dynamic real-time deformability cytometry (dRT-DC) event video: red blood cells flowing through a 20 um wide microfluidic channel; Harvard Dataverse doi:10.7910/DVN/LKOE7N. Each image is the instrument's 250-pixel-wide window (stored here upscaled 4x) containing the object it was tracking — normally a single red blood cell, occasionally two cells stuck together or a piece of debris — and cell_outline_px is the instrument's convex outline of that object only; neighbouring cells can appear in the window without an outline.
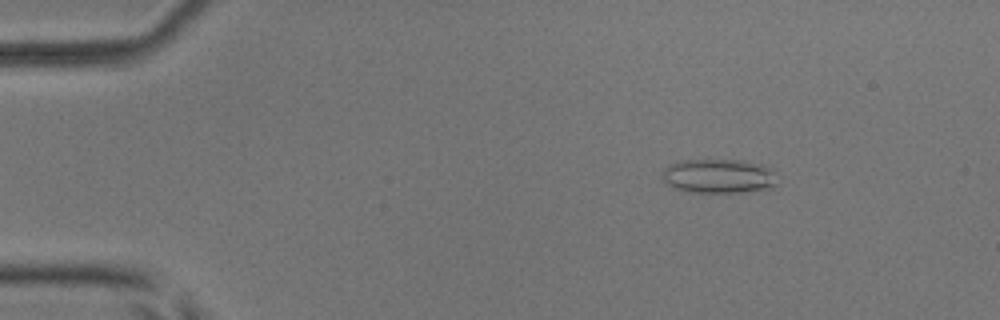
{"species": "common noctule bat (a hibernating species)", "species_latin": "Nyctalus noctula", "temperature_condition": "room temperature", "stored_images_in_passage": 54, "camera_frame_rate_fps": 3000, "um_per_image_px": 0.085, "animal": {"sex": "male", "body_mass_g": 17.9, "forearm_length_mm": 54.2}, "frame": {"image": 1, "passage_image": 8, "time_ms": 2.333, "image_size_px": [1000, 320], "cell_outline_px": [[776, 184], [772, 188], [744, 192], [688, 192], [676, 188], [668, 184], [664, 180], [660, 172], [664, 168], [676, 160], [744, 160], [764, 164], [772, 168]], "centroid_in_image_um": [61.08, 14.95], "position_along_channel_um": 23.9, "area_um2": 23.24}}
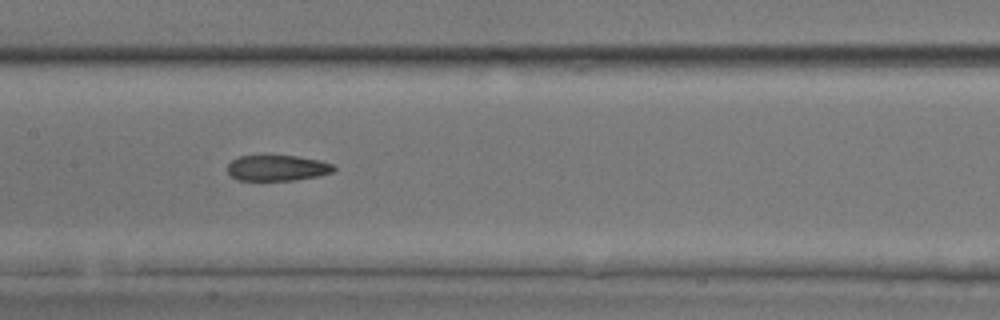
{"frame": {"image": 2, "passage_image": 27, "time_ms": 8.667, "image_size_px": [1000, 320], "cell_outline_px": [[336, 168], [332, 172], [320, 176], [292, 180], [236, 180], [228, 172], [228, 164], [236, 156], [264, 152], [268, 152], [296, 156], [320, 160], [332, 164]], "centroid_in_image_um": [23.52, 14.21], "position_along_channel_um": 183.9, "area_um2": 16.82}}
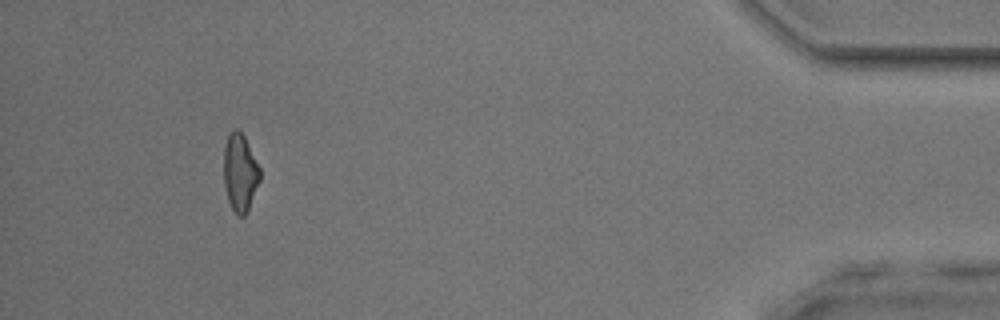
{"frame": {"image": 3, "passage_image": 50, "time_ms": 16.333, "image_size_px": [1000, 320], "cell_outline_px": [[260, 180], [248, 208], [244, 216], [240, 216], [232, 208], [228, 200], [224, 184], [224, 148], [228, 136], [232, 128], [236, 128], [244, 136], [260, 168]], "centroid_in_image_um": [20.39, 14.64], "position_along_channel_um": 414.8, "area_um2": 16.07}, "authors_computed_cell_mechanics": {"area_um2": 17.2822, "velocity_mm_per_s": 3.8378, "shape_relaxation_time_tau1_ms": null, "shape_relaxation_time_tau2_ms": 3.8486, "deformation_change_tau1": null, "deformation_change_tau2": 0.1334}}